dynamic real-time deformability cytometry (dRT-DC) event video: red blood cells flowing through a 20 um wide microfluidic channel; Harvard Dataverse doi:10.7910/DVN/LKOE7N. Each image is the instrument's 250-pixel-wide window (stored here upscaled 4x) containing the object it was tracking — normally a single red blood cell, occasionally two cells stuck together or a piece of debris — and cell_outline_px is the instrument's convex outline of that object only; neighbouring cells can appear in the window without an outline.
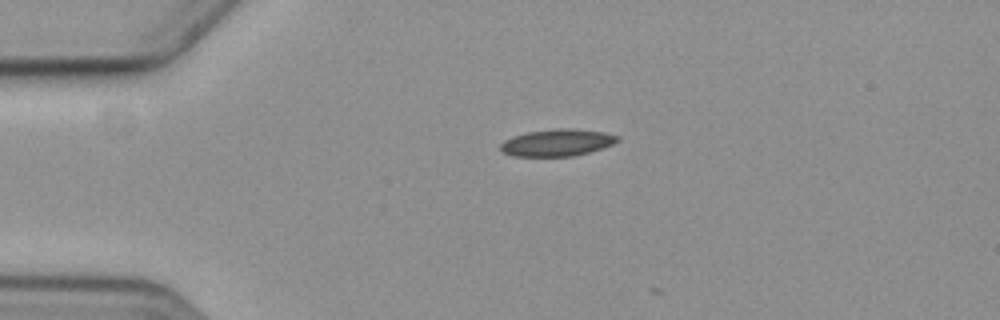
{"species": "common noctule bat (a hibernating species)", "species_latin": "Nyctalus noctula", "temperature_condition": "cold", "stored_images_in_passage": 3, "camera_frame_rate_fps": 3000, "um_per_image_px": 0.085, "animal": {"sex": "female", "body_mass_g": 19.3, "forearm_length_mm": 54.1}, "frame": {"image": 1, "passage_image": 1, "time_ms": 0.0, "image_size_px": [1000, 320], "cell_outline_px": [[620, 140], [612, 144], [588, 152], [572, 156], [512, 156], [504, 152], [500, 148], [500, 144], [504, 140], [528, 132], [556, 128], [576, 128], [604, 132], [620, 136]], "centroid_in_image_um": [47.38, 12.11], "position_along_channel_um": 37.6, "area_um2": 18.26}}